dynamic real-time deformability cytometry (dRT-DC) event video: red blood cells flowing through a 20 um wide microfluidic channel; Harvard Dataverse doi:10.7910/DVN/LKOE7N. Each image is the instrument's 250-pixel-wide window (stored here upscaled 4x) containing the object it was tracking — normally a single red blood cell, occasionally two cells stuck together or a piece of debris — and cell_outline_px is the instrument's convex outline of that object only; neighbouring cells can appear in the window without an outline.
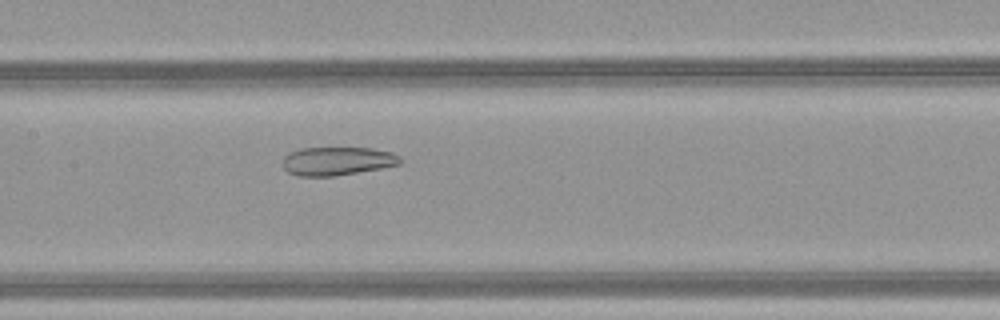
{"species": "common noctule bat (a hibernating species)", "species_latin": "Nyctalus noctula", "temperature_condition": "warm", "stored_images_in_passage": 52, "camera_frame_rate_fps": 3000, "um_per_image_px": 0.085, "animal": {"sex": "female", "body_mass_g": 21.9}, "frame": {"image": 1, "passage_image": 27, "time_ms": 8.667, "image_size_px": [1000, 320], "cell_outline_px": [[404, 160], [400, 164], [380, 168], [336, 176], [296, 176], [288, 172], [284, 168], [284, 156], [288, 152], [300, 148], [372, 148], [392, 152], [400, 156]], "centroid_in_image_um": [28.68, 13.69], "position_along_channel_um": 178.7, "area_um2": 19.59}}
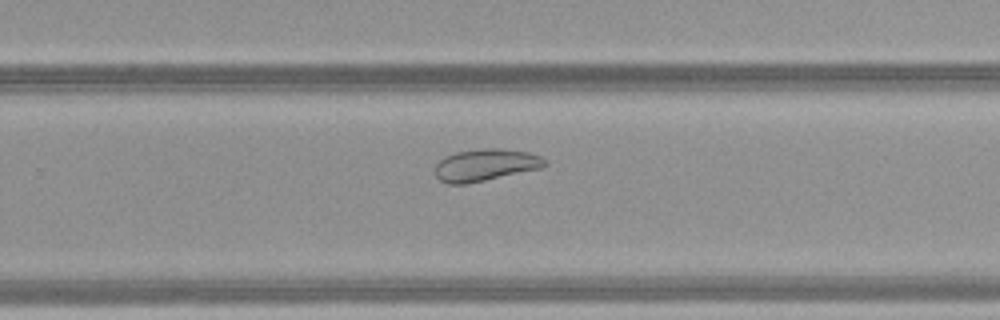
{"frame": {"image": 2, "passage_image": 35, "time_ms": 11.333, "image_size_px": [1000, 320], "cell_outline_px": [[548, 164], [540, 168], [468, 184], [448, 184], [440, 180], [436, 176], [436, 164], [444, 156], [456, 152], [480, 148], [504, 148], [528, 152], [540, 156]], "centroid_in_image_um": [41.24, 14.01], "position_along_channel_um": 288.6, "area_um2": 20.52}}
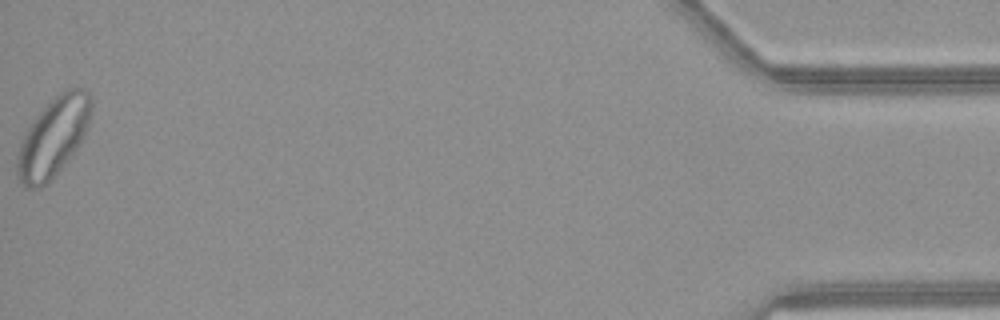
{"frame": {"image": 3, "passage_image": 52, "time_ms": 17.0, "image_size_px": [1000, 320], "cell_outline_px": [[92, 104], [88, 120], [84, 132], [76, 148], [48, 184], [40, 188], [28, 188], [16, 176], [16, 156], [20, 140], [36, 116], [64, 88], [84, 88], [92, 96]], "centroid_in_image_um": [4.49, 11.66], "position_along_channel_um": 430.7, "area_um2": 33.64}, "authors_computed_cell_mechanics": {"area_um2": 29.3913, "velocity_mm_per_s": 4.1336, "shape_relaxation_time_tau1_ms": null, "shape_relaxation_time_tau2_ms": 2.3696, "deformation_change_tau1": null, "deformation_change_tau2": 0.0809}}